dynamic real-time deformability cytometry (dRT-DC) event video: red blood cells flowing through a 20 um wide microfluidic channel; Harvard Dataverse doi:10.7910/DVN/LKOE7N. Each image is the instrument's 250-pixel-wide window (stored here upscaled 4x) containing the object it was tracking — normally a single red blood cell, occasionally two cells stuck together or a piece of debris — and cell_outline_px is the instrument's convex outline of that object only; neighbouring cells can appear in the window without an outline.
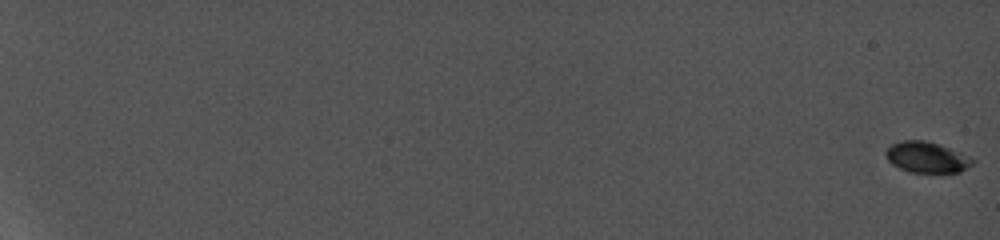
{"species": "common noctule bat (a hibernating species)", "species_latin": "Nyctalus noctula", "temperature_condition": "cold", "stored_images_in_passage": 12, "camera_frame_rate_fps": 5000, "um_per_image_px": 0.085, "animal": {"sex": "female", "body_mass_g": 19.0, "forearm_length_mm": 56.7}, "frame": {"image": 1, "passage_image": 1, "time_ms": 0.0, "image_size_px": [1000, 240], "cell_outline_px": [[976, 160], [972, 164], [960, 172], [908, 172], [892, 164], [888, 160], [884, 152], [892, 144], [900, 140], [924, 140], [948, 148], [968, 156]], "centroid_in_image_um": [78.74, 13.37], "position_along_channel_um": 6.3, "area_um2": 15.37}}
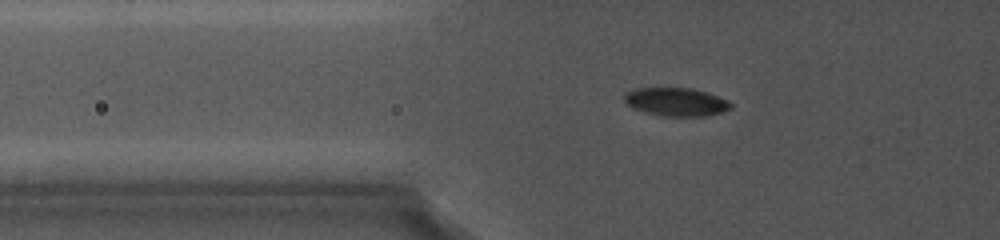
{"frame": {"image": 2, "passage_image": 11, "time_ms": 8.8, "image_size_px": [1000, 240], "cell_outline_px": [[732, 108], [720, 112], [704, 116], [664, 116], [648, 112], [636, 108], [628, 104], [624, 100], [624, 96], [628, 92], [636, 88], [692, 88], [708, 92], [728, 100], [732, 104]], "centroid_in_image_um": [57.52, 8.65], "position_along_channel_um": 68.3, "area_um2": 17.28}}